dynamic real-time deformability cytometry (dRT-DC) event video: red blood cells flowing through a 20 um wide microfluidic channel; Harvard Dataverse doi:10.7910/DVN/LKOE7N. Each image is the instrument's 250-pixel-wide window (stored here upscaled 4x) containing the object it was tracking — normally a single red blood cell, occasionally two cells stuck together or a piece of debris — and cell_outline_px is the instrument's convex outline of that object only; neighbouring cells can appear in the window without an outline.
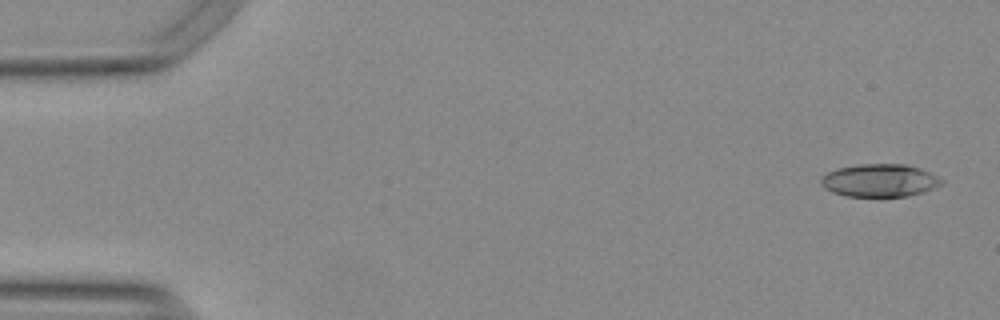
{"species": "Egyptian fruit bat (a non-hibernating species)", "species_latin": "Rousettus aegyptiacus", "temperature_condition": "warm", "stored_images_in_passage": 48, "camera_frame_rate_fps": 3000, "um_per_image_px": 0.085, "animal": {"sex": "female"}, "frame": {"image": 1, "passage_image": 1, "time_ms": 0.0, "image_size_px": [1000, 320], "cell_outline_px": [[944, 184], [924, 192], [908, 196], [844, 196], [832, 192], [824, 188], [820, 184], [820, 180], [828, 172], [836, 168], [860, 164], [904, 164], [920, 168], [944, 180]], "centroid_in_image_um": [74.77, 15.34], "position_along_channel_um": 10.2, "area_um2": 23.12}}
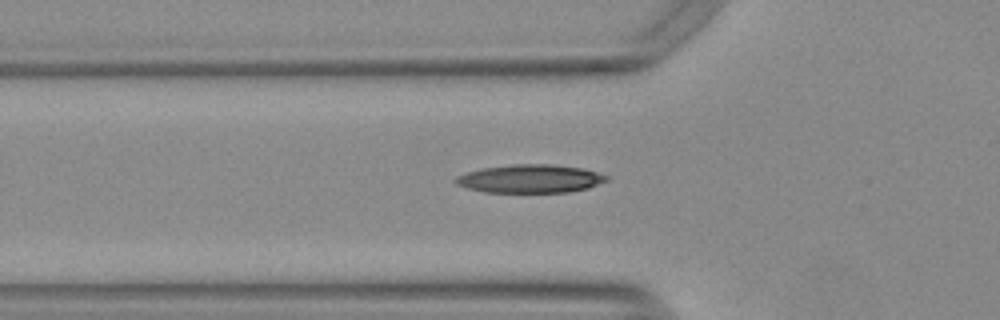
{"frame": {"image": 2, "passage_image": 17, "time_ms": 5.333, "image_size_px": [1000, 320], "cell_outline_px": [[608, 180], [588, 188], [568, 192], [484, 192], [468, 188], [456, 184], [452, 180], [456, 176], [464, 172], [480, 168], [512, 164], [552, 164], [584, 168], [608, 176]], "centroid_in_image_um": [45.02, 15.18], "position_along_channel_um": 80.8, "area_um2": 25.09}}
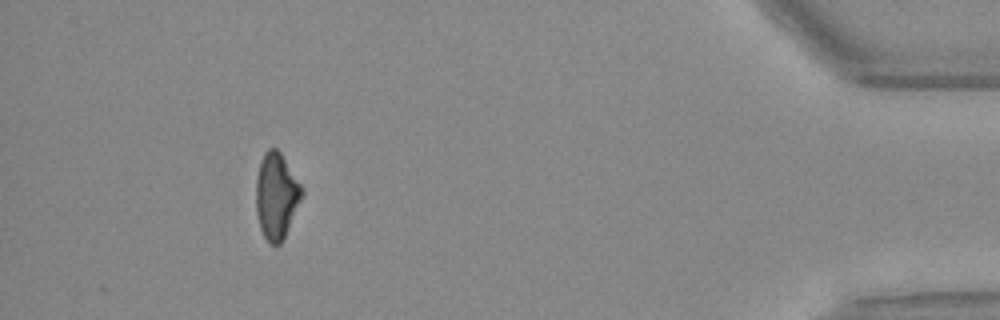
{"frame": {"image": 3, "passage_image": 48, "time_ms": 15.667, "image_size_px": [1000, 320], "cell_outline_px": [[304, 196], [280, 244], [268, 244], [260, 228], [256, 212], [256, 180], [260, 164], [264, 152], [268, 148], [276, 148], [280, 152], [300, 184], [304, 192]], "centroid_in_image_um": [23.49, 16.66], "position_along_channel_um": 411.7, "area_um2": 22.83}, "authors_computed_cell_mechanics": {"area_um2": 23.3801, "velocity_mm_per_s": 3.7997, "shape_relaxation_time_tau1_ms": null, "shape_relaxation_time_tau2_ms": 5.7039, "deformation_change_tau1": null, "deformation_change_tau2": 0.1388}}